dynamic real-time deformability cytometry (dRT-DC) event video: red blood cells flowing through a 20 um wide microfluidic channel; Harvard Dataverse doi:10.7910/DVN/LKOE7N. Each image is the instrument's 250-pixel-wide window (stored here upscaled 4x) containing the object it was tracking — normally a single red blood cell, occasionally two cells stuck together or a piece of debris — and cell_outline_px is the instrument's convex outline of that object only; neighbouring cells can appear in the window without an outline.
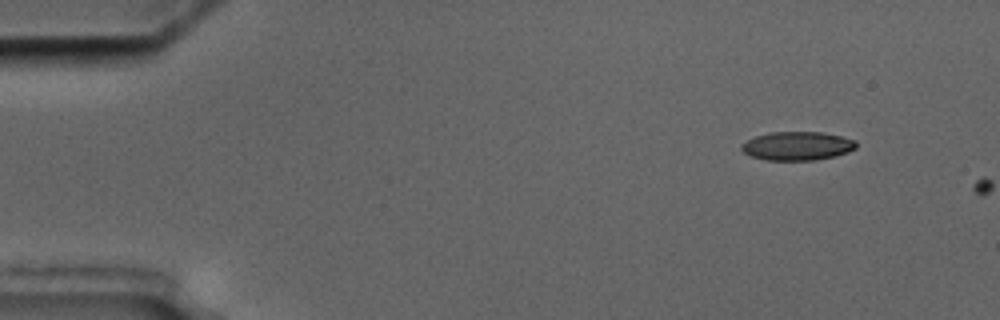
{"species": "common noctule bat (a hibernating species)", "species_latin": "Nyctalus noctula", "temperature_condition": "cold", "stored_images_in_passage": 2, "camera_frame_rate_fps": 3000, "um_per_image_px": 0.085, "animal": {"sex": "male", "body_mass_g": 17.5, "forearm_length_mm": 52.3}, "frame": {"image": 1, "passage_image": 1, "time_ms": 0.0, "image_size_px": [1000, 320], "cell_outline_px": [[856, 148], [848, 152], [836, 156], [816, 160], [764, 160], [748, 156], [740, 148], [740, 144], [756, 136], [768, 132], [820, 132], [840, 136], [856, 140]], "centroid_in_image_um": [67.74, 12.41], "position_along_channel_um": 17.3, "area_um2": 19.31}}